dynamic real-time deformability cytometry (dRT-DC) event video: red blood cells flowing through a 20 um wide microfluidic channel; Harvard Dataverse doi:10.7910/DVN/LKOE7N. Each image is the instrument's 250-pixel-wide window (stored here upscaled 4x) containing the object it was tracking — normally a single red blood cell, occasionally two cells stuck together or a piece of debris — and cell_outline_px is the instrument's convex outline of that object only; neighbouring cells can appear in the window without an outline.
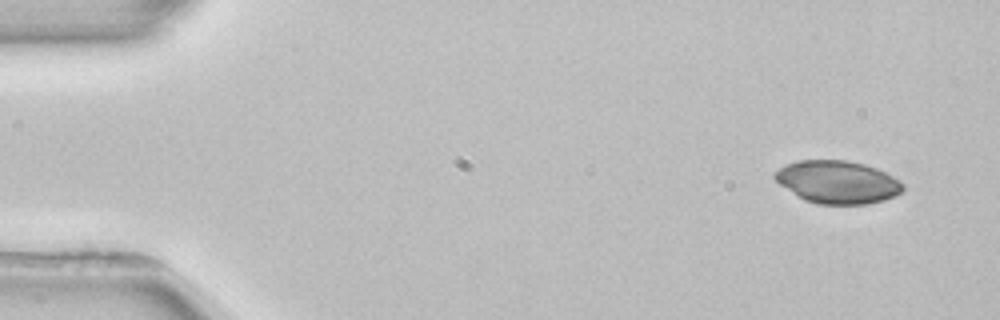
{"species": "common noctule bat (a hibernating species)", "species_latin": "Nyctalus noctula", "temperature_condition": "room temperature", "stored_images_in_passage": 4, "camera_frame_rate_fps": 3000, "um_per_image_px": 0.085, "animal": {"sex": "female", "body_mass_g": 22.7, "forearm_length_mm": 54.2}, "frame": {"image": 1, "passage_image": 1, "time_ms": 0.0, "image_size_px": [1000, 320], "cell_outline_px": [[904, 192], [896, 196], [884, 200], [868, 204], [816, 204], [804, 200], [780, 184], [772, 176], [780, 168], [788, 164], [800, 160], [844, 160], [864, 164], [876, 168], [900, 180], [904, 184]], "centroid_in_image_um": [71.23, 15.49], "position_along_channel_um": 13.8, "area_um2": 31.91}}